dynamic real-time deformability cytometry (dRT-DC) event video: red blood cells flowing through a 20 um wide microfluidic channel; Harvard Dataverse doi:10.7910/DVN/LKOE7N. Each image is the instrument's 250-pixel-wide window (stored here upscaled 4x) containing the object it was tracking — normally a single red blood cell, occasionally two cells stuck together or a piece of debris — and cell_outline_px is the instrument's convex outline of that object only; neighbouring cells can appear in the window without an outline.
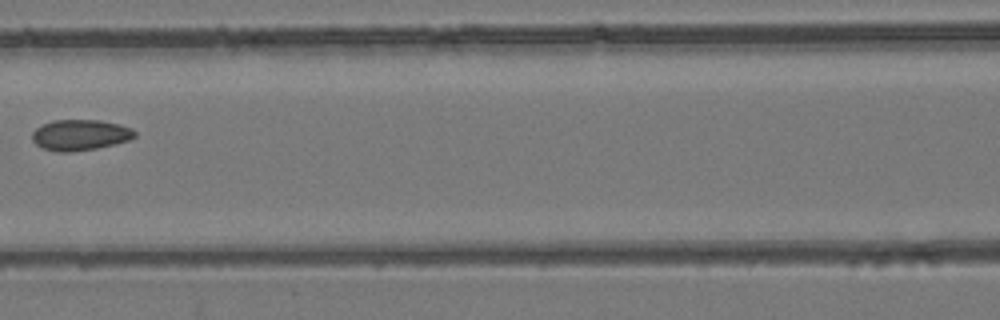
{"species": "common noctule bat (a hibernating species)", "species_latin": "Nyctalus noctula", "temperature_condition": "room temperature", "stored_images_in_passage": 8, "camera_frame_rate_fps": 3000, "um_per_image_px": 0.085, "animal": {"sex": "female", "body_mass_g": 24.6, "forearm_length_mm": 56.2}, "frame": {"image": 1, "passage_image": 8, "time_ms": 2.333, "image_size_px": [1000, 320], "cell_outline_px": [[136, 136], [128, 140], [116, 144], [96, 148], [72, 152], [56, 152], [44, 148], [36, 144], [32, 140], [32, 132], [36, 128], [52, 120], [100, 120], [120, 124], [132, 128], [136, 132]], "centroid_in_image_um": [6.83, 11.47], "position_along_channel_um": 159.8, "area_um2": 18.5}}